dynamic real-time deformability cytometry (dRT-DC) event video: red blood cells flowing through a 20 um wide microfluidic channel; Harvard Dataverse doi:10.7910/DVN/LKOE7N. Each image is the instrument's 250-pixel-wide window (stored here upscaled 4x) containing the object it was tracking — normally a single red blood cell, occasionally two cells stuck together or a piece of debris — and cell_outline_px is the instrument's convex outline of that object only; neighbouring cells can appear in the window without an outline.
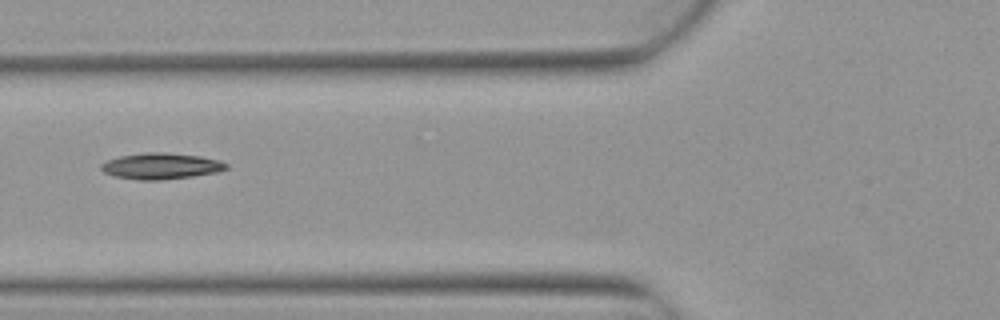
{"species": "Egyptian fruit bat (a non-hibernating species)", "species_latin": "Rousettus aegyptiacus", "temperature_condition": "warm", "stored_images_in_passage": 6, "camera_frame_rate_fps": 3000, "um_per_image_px": 0.085, "animal": {"sex": "female"}, "frame": {"image": 1, "passage_image": 5, "time_ms": 1.333, "image_size_px": [1000, 320], "cell_outline_px": [[228, 168], [216, 172], [192, 176], [160, 180], [140, 180], [112, 176], [104, 172], [100, 168], [100, 164], [108, 160], [120, 156], [144, 152], [164, 152], [200, 156], [220, 160], [228, 164]], "centroid_in_image_um": [13.67, 14.11], "position_along_channel_um": 112.1, "area_um2": 19.07}}
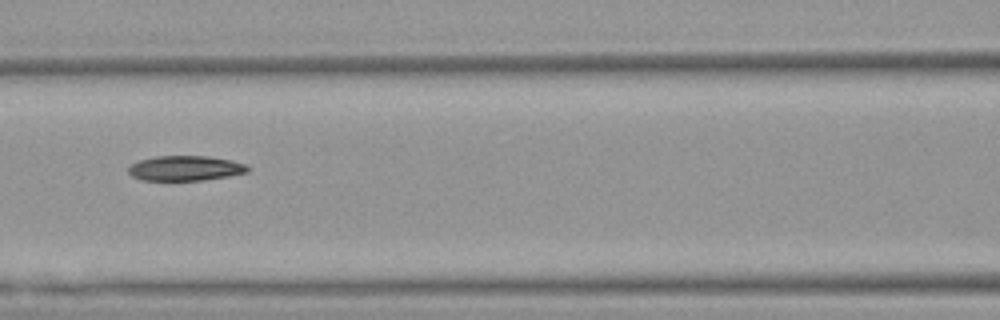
{"frame": {"image": 2, "passage_image": 6, "time_ms": 1.667, "image_size_px": [1000, 320], "cell_outline_px": [[248, 172], [228, 176], [200, 180], [140, 180], [132, 176], [128, 172], [128, 168], [132, 164], [140, 160], [156, 156], [208, 156], [232, 160], [248, 164]], "centroid_in_image_um": [15.76, 14.29], "position_along_channel_um": 150.8, "area_um2": 17.34}}